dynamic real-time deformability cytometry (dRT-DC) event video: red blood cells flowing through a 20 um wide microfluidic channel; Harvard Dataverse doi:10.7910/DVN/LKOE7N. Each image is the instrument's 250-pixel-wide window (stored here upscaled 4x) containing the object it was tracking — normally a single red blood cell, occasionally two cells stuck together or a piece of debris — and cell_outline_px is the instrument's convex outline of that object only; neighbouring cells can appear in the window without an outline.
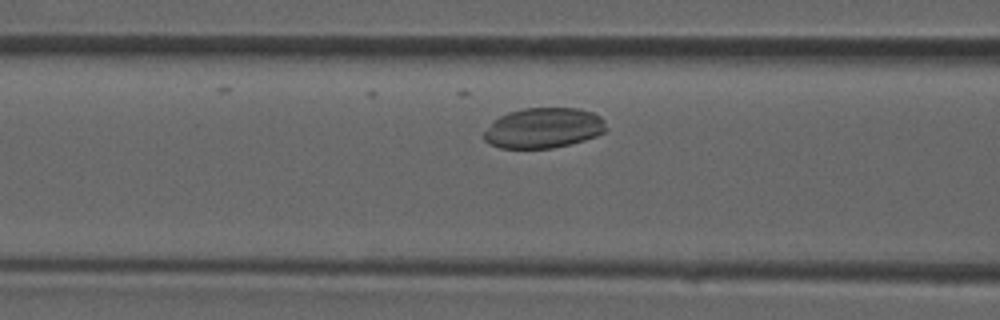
{"species": "common noctule bat (a hibernating species)", "species_latin": "Nyctalus noctula", "temperature_condition": "room temperature", "stored_images_in_passage": 25, "camera_frame_rate_fps": 3000, "um_per_image_px": 0.085, "animal": {"sex": "male", "forearm_length_mm": 52.5}, "frame": {"image": 1, "passage_image": 9, "time_ms": 2.667, "image_size_px": [1000, 320], "cell_outline_px": [[608, 128], [604, 132], [596, 136], [584, 140], [552, 148], [500, 148], [484, 140], [484, 132], [492, 120], [508, 112], [524, 108], [576, 108], [592, 112], [600, 116], [604, 120]], "centroid_in_image_um": [46.2, 10.87], "position_along_channel_um": 120.4, "area_um2": 28.73}}
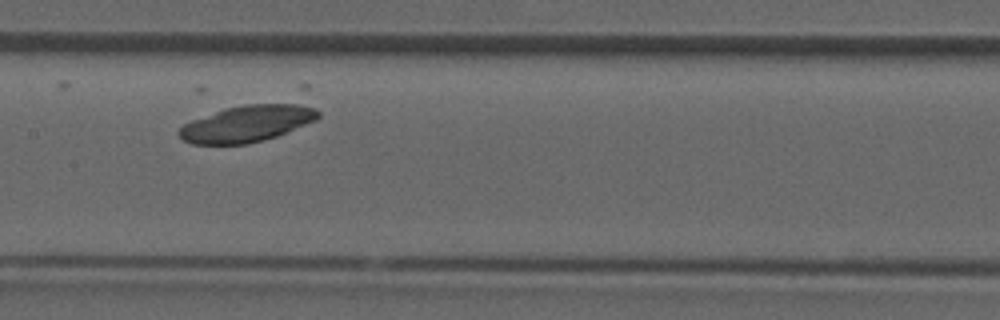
{"frame": {"image": 2, "passage_image": 13, "time_ms": 4.0, "image_size_px": [1000, 320], "cell_outline_px": [[320, 116], [316, 120], [276, 136], [248, 144], [192, 144], [184, 140], [176, 132], [184, 124], [192, 120], [224, 108], [300, 84], [308, 84], [320, 112]], "centroid_in_image_um": [21.63, 10.09], "position_along_channel_um": 185.8, "area_um2": 36.18}}
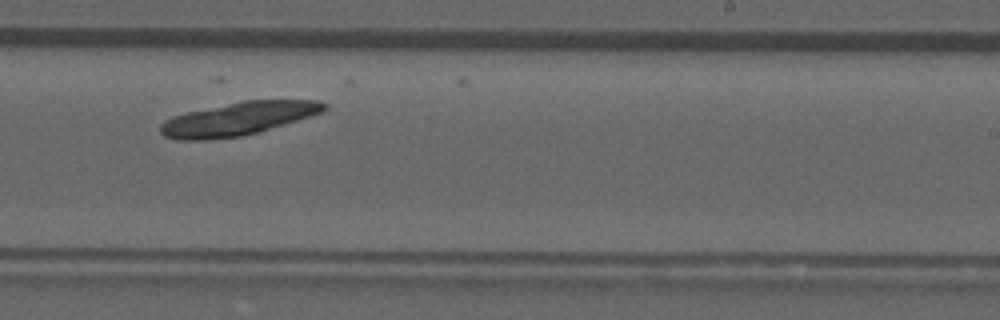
{"frame": {"image": 3, "passage_image": 18, "time_ms": 5.667, "image_size_px": [1000, 320], "cell_outline_px": [[328, 108], [324, 112], [256, 132], [240, 136], [204, 140], [176, 140], [164, 136], [160, 132], [160, 124], [164, 120], [172, 116], [184, 112], [244, 100], [316, 100], [328, 104]], "centroid_in_image_um": [20.2, 10.08], "position_along_channel_um": 268.8, "area_um2": 31.62}}